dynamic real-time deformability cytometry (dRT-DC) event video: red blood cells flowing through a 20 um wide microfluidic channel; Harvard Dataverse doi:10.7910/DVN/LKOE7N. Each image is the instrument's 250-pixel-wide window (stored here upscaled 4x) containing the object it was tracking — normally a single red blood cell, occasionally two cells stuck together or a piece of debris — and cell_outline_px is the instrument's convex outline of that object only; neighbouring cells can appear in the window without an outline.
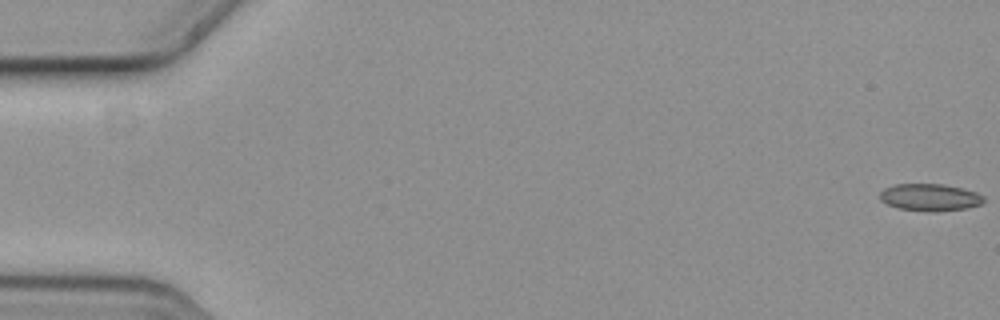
{"species": "common noctule bat (a hibernating species)", "species_latin": "Nyctalus noctula", "temperature_condition": "cold", "stored_images_in_passage": 5, "camera_frame_rate_fps": 3000, "um_per_image_px": 0.085, "animal": {"sex": "female", "body_mass_g": 19.3, "forearm_length_mm": 54.1}, "frame": {"image": 1, "passage_image": 1, "time_ms": 0.0, "image_size_px": [1000, 320], "cell_outline_px": [[984, 200], [980, 204], [968, 208], [936, 212], [932, 212], [900, 208], [888, 204], [880, 200], [880, 192], [884, 188], [896, 184], [944, 184], [976, 192], [984, 196]], "centroid_in_image_um": [79.05, 16.77], "position_along_channel_um": 6.0, "area_um2": 16.36}}